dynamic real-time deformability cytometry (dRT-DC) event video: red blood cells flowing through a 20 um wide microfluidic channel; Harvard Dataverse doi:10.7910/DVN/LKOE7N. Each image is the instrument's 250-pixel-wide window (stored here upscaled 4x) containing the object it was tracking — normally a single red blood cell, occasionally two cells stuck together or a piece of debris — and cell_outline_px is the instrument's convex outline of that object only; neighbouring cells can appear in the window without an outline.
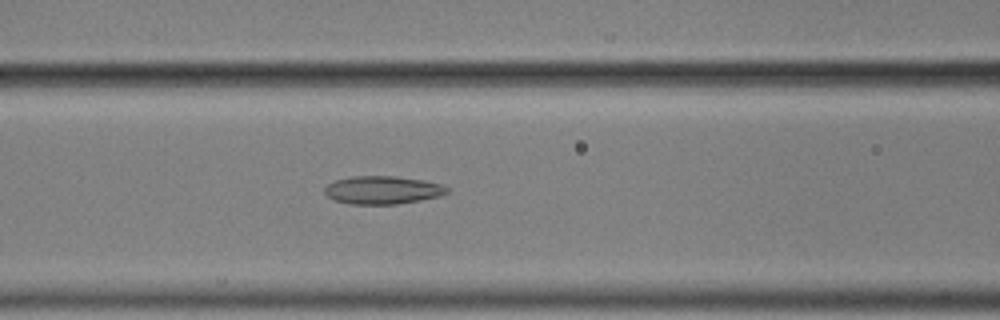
{"species": "common noctule bat (a hibernating species)", "species_latin": "Nyctalus noctula", "temperature_condition": "cold", "stored_images_in_passage": 21, "camera_frame_rate_fps": 3000, "um_per_image_px": 0.085, "animal": {"sex": "male", "body_mass_g": 17.9}, "frame": {"image": 1, "passage_image": 21, "time_ms": 6.667, "image_size_px": [1000, 320], "cell_outline_px": [[452, 188], [448, 192], [440, 196], [420, 200], [396, 204], [348, 204], [336, 200], [328, 196], [324, 192], [324, 188], [328, 184], [336, 180], [352, 176], [396, 176], [424, 180], [440, 184]], "centroid_in_image_um": [32.55, 16.15], "position_along_channel_um": 134.1, "area_um2": 20.06}}